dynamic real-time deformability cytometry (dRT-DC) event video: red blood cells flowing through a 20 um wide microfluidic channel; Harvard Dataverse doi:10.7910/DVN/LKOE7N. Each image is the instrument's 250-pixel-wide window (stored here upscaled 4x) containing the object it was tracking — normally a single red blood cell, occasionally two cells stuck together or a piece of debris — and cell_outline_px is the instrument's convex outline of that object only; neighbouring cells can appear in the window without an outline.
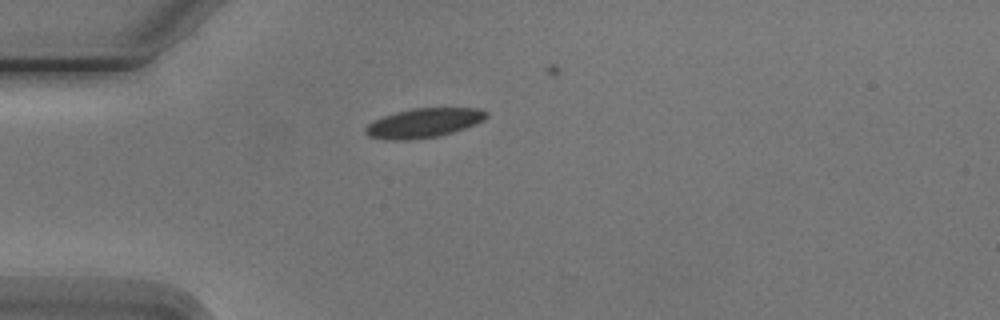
{"species": "Egyptian fruit bat (a non-hibernating species)", "species_latin": "Rousettus aegyptiacus", "temperature_condition": "cold", "stored_images_in_passage": 1, "camera_frame_rate_fps": 3000, "um_per_image_px": 0.085, "animal": {"sex": "male"}, "frame": {"image": 1, "passage_image": 1, "time_ms": 0.0, "image_size_px": [1000, 320], "cell_outline_px": [[488, 116], [484, 120], [464, 128], [452, 132], [436, 136], [408, 140], [384, 140], [368, 136], [364, 132], [364, 128], [368, 124], [384, 116], [396, 112], [412, 108], [480, 108], [488, 112]], "centroid_in_image_um": [36.0, 10.45], "position_along_channel_um": 49.0, "area_um2": 20.58}}